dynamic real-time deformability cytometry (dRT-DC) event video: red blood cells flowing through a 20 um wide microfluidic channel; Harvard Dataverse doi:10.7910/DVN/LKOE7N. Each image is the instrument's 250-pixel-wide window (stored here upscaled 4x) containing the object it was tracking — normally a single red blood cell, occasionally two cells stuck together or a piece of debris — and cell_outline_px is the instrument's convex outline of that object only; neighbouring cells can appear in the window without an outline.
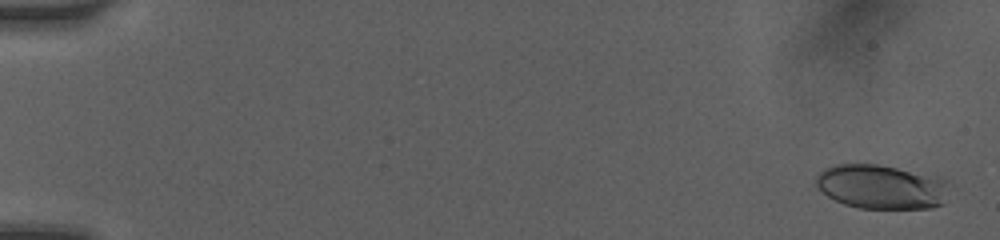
{"species": "human", "species_latin": "Homo sapiens", "temperature_condition": "room temperature", "stored_images_in_passage": 53, "camera_frame_rate_fps": 3000, "um_per_image_px": 0.085, "donor": {"sex": "female"}, "frame": {"image": 1, "passage_image": 3, "time_ms": 0.333, "image_size_px": [1000, 240], "cell_outline_px": [[952, 184], [944, 204], [932, 208], [860, 208], [844, 204], [828, 196], [816, 184], [816, 176], [824, 168], [836, 164], [876, 164], [940, 176], [948, 180]], "centroid_in_image_um": [75.02, 15.87], "position_along_channel_um": 10.0, "area_um2": 34.8}}
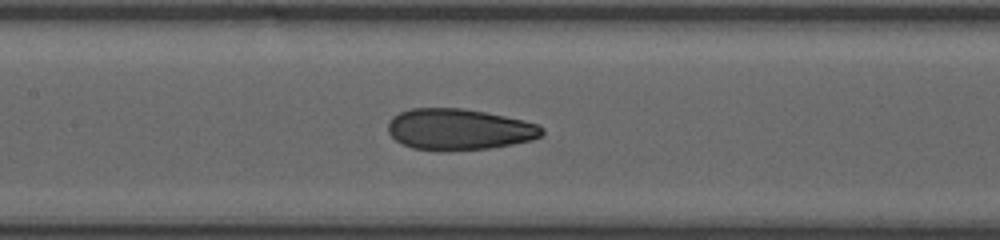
{"frame": {"image": 2, "passage_image": 26, "time_ms": 8.333, "image_size_px": [1000, 240], "cell_outline_px": [[544, 132], [540, 136], [532, 140], [512, 144], [488, 148], [448, 152], [440, 152], [412, 148], [396, 140], [388, 132], [388, 120], [392, 116], [400, 112], [412, 108], [460, 108], [484, 112], [524, 120], [536, 124], [544, 128]], "centroid_in_image_um": [38.99, 11.01], "position_along_channel_um": 168.4, "area_um2": 37.22}}
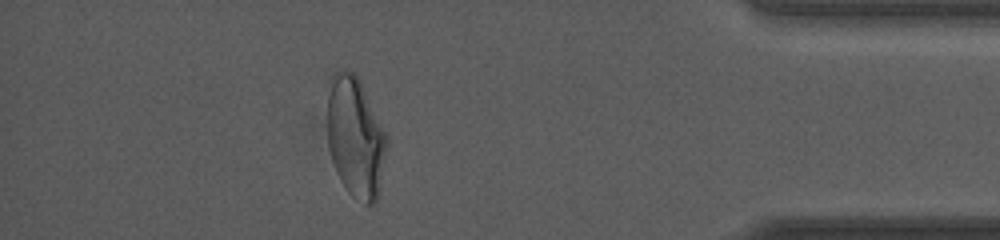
{"frame": {"image": 3, "passage_image": 47, "time_ms": 15.0, "image_size_px": [1000, 240], "cell_outline_px": [[388, 144], [376, 200], [372, 204], [364, 204], [352, 196], [348, 192], [340, 180], [336, 172], [328, 148], [328, 80], [332, 72], [344, 68], [352, 72], [360, 80], [388, 136]], "centroid_in_image_um": [30.2, 11.62], "position_along_channel_um": 405.0, "area_um2": 42.02}, "authors_computed_cell_mechanics": {"area_um2": 36.8186, "velocity_mm_per_s": 4.1027, "shape_relaxation_time_tau1_ms": 7.5372, "shape_relaxation_time_tau2_ms": 1.1724, "deformation_change_tau1": 0.2065, "deformation_change_tau2": 0.0777}}